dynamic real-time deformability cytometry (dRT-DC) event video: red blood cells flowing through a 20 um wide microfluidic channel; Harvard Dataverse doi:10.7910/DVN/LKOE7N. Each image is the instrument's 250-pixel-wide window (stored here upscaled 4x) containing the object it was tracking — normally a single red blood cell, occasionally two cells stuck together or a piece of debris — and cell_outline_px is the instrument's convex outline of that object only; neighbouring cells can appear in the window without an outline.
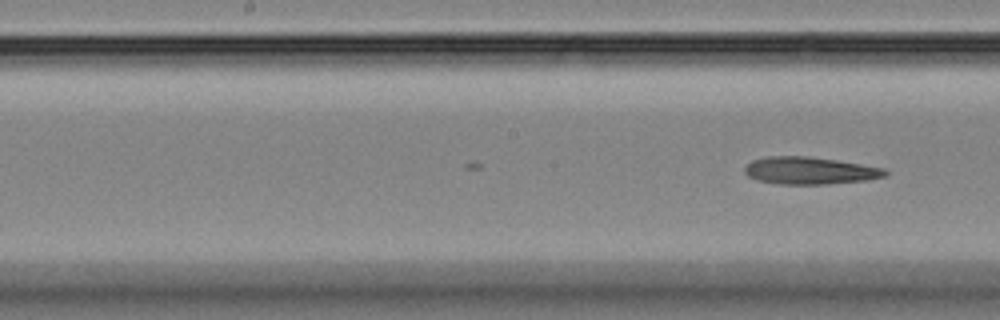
{"species": "Egyptian fruit bat (a non-hibernating species)", "species_latin": "Rousettus aegyptiacus", "temperature_condition": "room temperature", "stored_images_in_passage": 9, "camera_frame_rate_fps": 3000, "um_per_image_px": 0.085, "animal": {"sex": "female"}, "frame": {"image": 1, "passage_image": 9, "time_ms": 2.667, "image_size_px": [1000, 320], "cell_outline_px": [[888, 172], [884, 176], [868, 180], [828, 184], [780, 184], [756, 180], [748, 176], [744, 172], [744, 168], [752, 160], [768, 156], [808, 156], [836, 160], [884, 168]], "centroid_in_image_um": [68.81, 14.5], "position_along_channel_um": 179.4, "area_um2": 22.31}}